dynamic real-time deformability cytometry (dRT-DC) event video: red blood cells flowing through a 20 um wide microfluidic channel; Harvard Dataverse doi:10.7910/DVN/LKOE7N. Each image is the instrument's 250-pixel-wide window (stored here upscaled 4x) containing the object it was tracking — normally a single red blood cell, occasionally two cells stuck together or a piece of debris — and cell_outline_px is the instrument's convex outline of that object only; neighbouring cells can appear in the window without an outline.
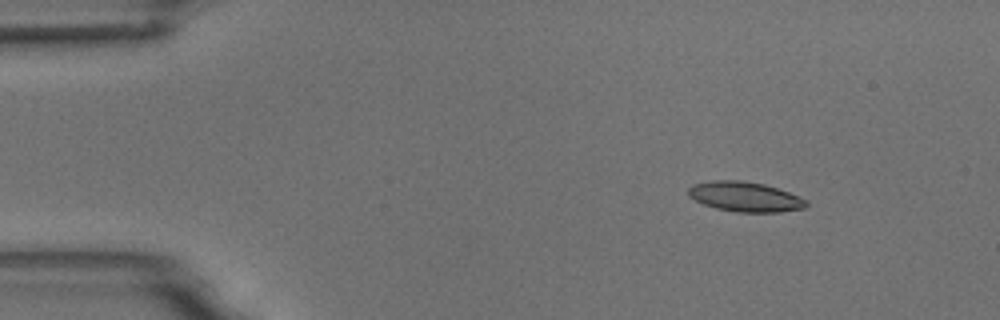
{"species": "common noctule bat (a hibernating species)", "species_latin": "Nyctalus noctula", "temperature_condition": "room temperature", "stored_images_in_passage": 13, "camera_frame_rate_fps": 3000, "um_per_image_px": 0.085, "animal": {"sex": "male", "body_mass_g": 18.8}, "frame": {"image": 1, "passage_image": 1, "time_ms": 0.0, "image_size_px": [1000, 320], "cell_outline_px": [[808, 204], [804, 208], [780, 212], [736, 212], [716, 208], [704, 204], [688, 196], [688, 188], [692, 184], [712, 180], [740, 180], [764, 184], [800, 196], [808, 200]], "centroid_in_image_um": [63.33, 16.72], "position_along_channel_um": 21.7, "area_um2": 20.58}}
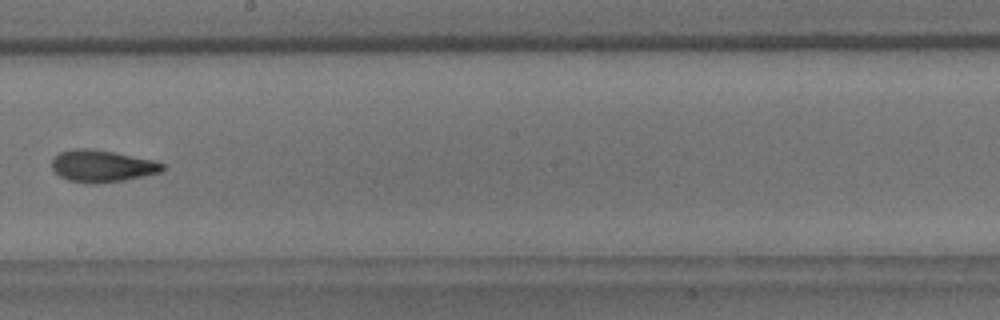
{"frame": {"image": 2, "passage_image": 7, "time_ms": 8.0, "image_size_px": [1000, 320], "cell_outline_px": [[164, 168], [160, 172], [144, 176], [124, 180], [88, 184], [68, 180], [60, 176], [52, 168], [52, 160], [60, 152], [72, 148], [92, 148], [156, 160], [164, 164]], "centroid_in_image_um": [8.68, 14.1], "position_along_channel_um": 239.5, "area_um2": 20.63}}
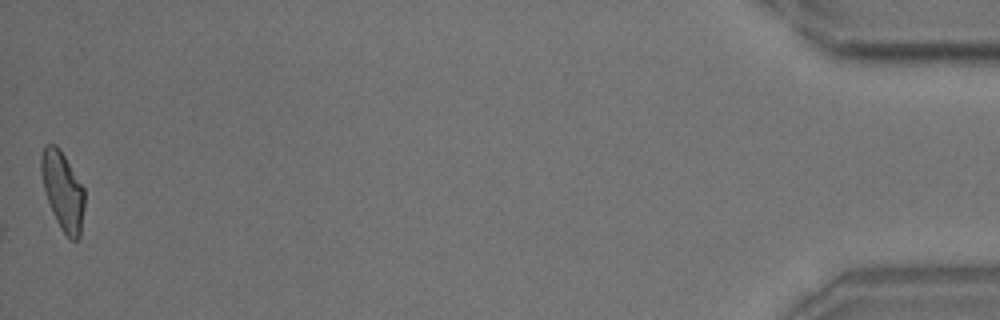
{"frame": {"image": 3, "passage_image": 13, "time_ms": 15.667, "image_size_px": [1000, 320], "cell_outline_px": [[84, 208], [80, 236], [76, 240], [72, 240], [60, 228], [52, 212], [44, 192], [40, 168], [40, 156], [44, 144], [56, 144], [60, 148], [84, 188]], "centroid_in_image_um": [5.31, 16.18], "position_along_channel_um": 429.9, "area_um2": 19.94}, "authors_computed_cell_mechanics": {"area_um2": 19.9988, "velocity_mm_per_s": 3.713, "shape_relaxation_time_tau1_ms": 4.8835, "shape_relaxation_time_tau2_ms": null, "deformation_change_tau1": 0.1228, "deformation_change_tau2": null}}